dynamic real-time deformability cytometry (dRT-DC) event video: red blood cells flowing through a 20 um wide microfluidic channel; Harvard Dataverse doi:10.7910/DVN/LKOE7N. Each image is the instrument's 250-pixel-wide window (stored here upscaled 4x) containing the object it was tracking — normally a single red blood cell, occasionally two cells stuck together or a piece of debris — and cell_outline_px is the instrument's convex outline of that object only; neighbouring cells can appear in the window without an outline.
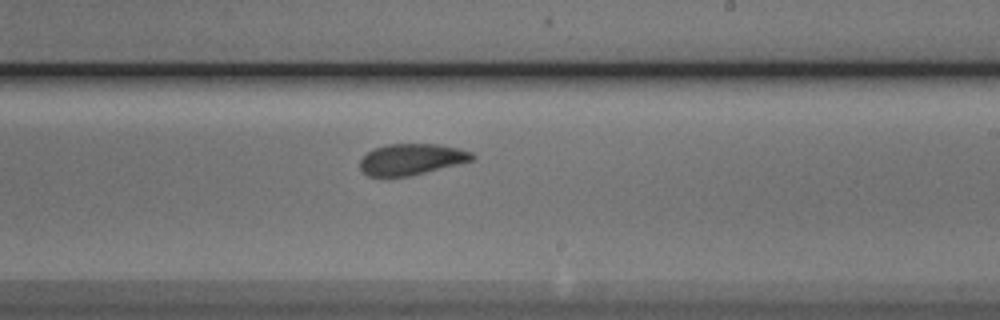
{"species": "Egyptian fruit bat (a non-hibernating species)", "species_latin": "Rousettus aegyptiacus", "temperature_condition": "cold", "stored_images_in_passage": 10, "segment_of_instrument_passage": [2, 2], "camera_frame_rate_fps": 3000, "um_per_image_px": 0.085, "animal": {"sex": "male"}, "frame": {"image": 1, "passage_image": 10, "time_ms": 11.667, "image_size_px": [1000, 320], "cell_outline_px": [[476, 160], [412, 176], [368, 176], [360, 168], [360, 160], [372, 148], [388, 144], [440, 144], [460, 148], [472, 152], [476, 156]], "centroid_in_image_um": [35.04, 13.53], "position_along_channel_um": 254.0, "area_um2": 20.69}}